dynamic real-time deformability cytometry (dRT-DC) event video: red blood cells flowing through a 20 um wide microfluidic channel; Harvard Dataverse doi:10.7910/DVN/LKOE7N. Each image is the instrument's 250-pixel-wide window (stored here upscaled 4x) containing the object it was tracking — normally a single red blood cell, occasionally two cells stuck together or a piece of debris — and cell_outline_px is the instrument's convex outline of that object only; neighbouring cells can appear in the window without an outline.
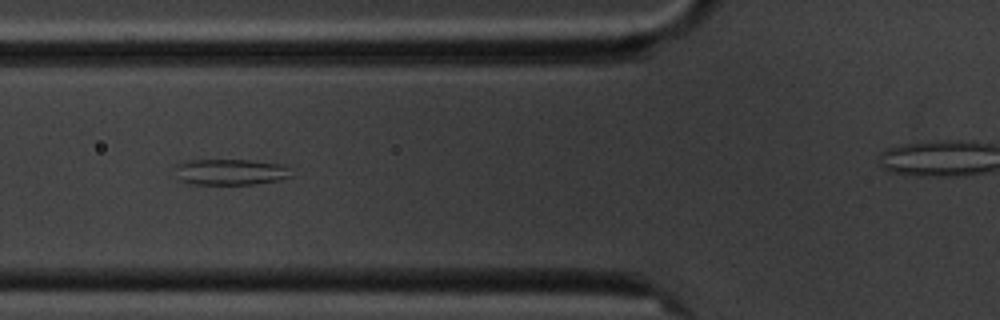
{"species": "common noctule bat (a hibernating species)", "species_latin": "Nyctalus noctula", "temperature_condition": "cold", "stored_images_in_passage": 7, "camera_frame_rate_fps": 3000, "um_per_image_px": 0.085, "animal": {"sex": "male", "body_mass_g": 20.1, "forearm_length_mm": 53.5}, "frame": {"image": 1, "passage_image": 5, "time_ms": 4.667, "image_size_px": [1000, 320], "cell_outline_px": [[292, 176], [280, 180], [252, 184], [192, 184], [180, 180], [176, 168], [176, 164], [188, 160], [252, 160], [280, 164], [288, 168]], "centroid_in_image_um": [19.6, 14.61], "position_along_channel_um": 106.2, "area_um2": 17.46}}